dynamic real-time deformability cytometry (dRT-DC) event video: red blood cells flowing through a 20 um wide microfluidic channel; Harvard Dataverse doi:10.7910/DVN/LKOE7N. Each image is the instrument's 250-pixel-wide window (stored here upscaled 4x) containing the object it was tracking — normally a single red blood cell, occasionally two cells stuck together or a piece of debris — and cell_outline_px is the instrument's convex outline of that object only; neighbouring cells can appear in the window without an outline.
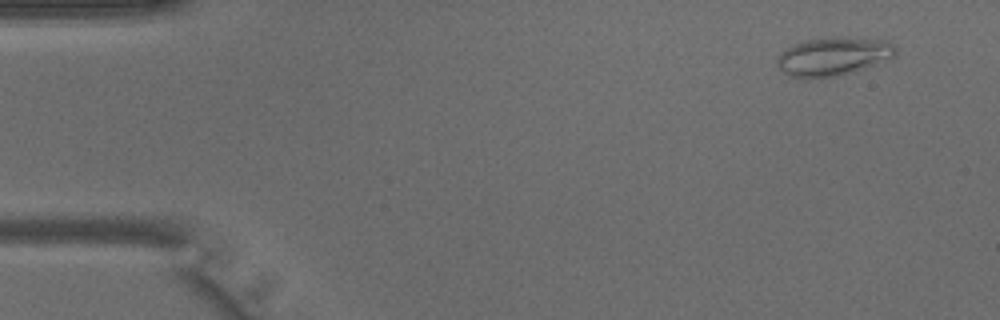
{"species": "common noctule bat (a hibernating species)", "species_latin": "Nyctalus noctula", "temperature_condition": "warm", "stored_images_in_passage": 4, "camera_frame_rate_fps": 3000, "um_per_image_px": 0.085, "animal": {"sex": "male", "body_mass_g": 15.6}, "frame": {"image": 1, "passage_image": 1, "time_ms": 0.0, "image_size_px": [1000, 320], "cell_outline_px": [[896, 56], [852, 72], [832, 76], [788, 76], [776, 64], [776, 60], [780, 52], [784, 48], [804, 40], [832, 36], [848, 36], [888, 40], [896, 48]], "centroid_in_image_um": [70.83, 4.73], "position_along_channel_um": 14.2, "area_um2": 26.47}}